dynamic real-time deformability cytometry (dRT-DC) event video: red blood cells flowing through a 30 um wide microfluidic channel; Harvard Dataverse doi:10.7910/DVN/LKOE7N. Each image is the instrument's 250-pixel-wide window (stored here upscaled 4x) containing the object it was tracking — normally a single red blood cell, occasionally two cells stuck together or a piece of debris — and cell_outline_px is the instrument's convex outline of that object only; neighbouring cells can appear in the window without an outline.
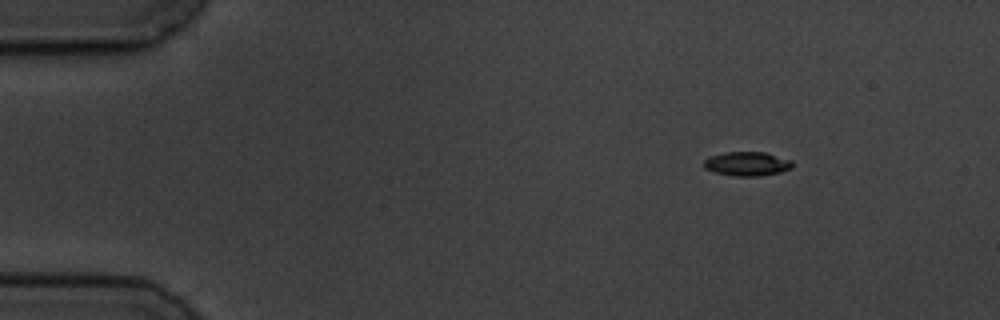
{"species": "common noctule bat (a hibernating species)", "species_latin": "Nyctalus noctula", "temperature_condition": "cold", "stored_images_in_passage": 6, "camera_frame_rate_fps": 3000, "um_per_image_px": 0.085, "animal": {"sex": "male", "body_mass_g": 19.5, "forearm_length_mm": 54.6}, "frame": {"image": 1, "passage_image": 1, "time_ms": 0.0, "image_size_px": [1000, 320], "cell_outline_px": [[792, 168], [780, 172], [756, 176], [732, 176], [716, 172], [704, 168], [704, 160], [708, 156], [724, 152], [768, 152], [792, 160]], "centroid_in_image_um": [63.5, 13.91], "position_along_channel_um": 21.5, "area_um2": 12.54}}
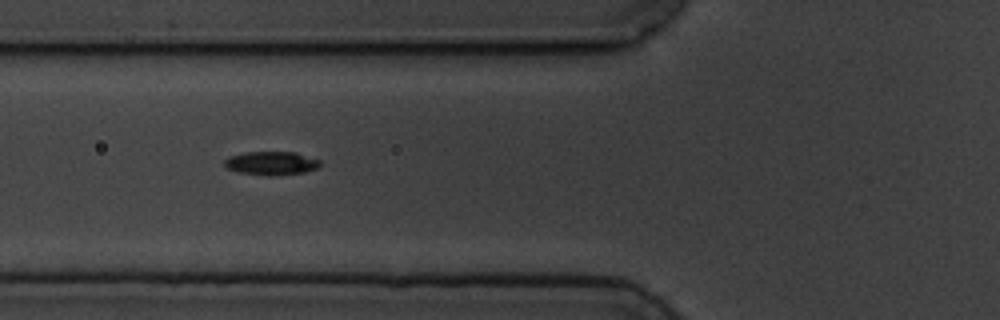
{"frame": {"image": 2, "passage_image": 5, "time_ms": 4.667, "image_size_px": [1000, 320], "cell_outline_px": [[320, 164], [316, 168], [304, 172], [276, 176], [268, 176], [240, 172], [224, 168], [224, 160], [228, 156], [244, 152], [296, 152], [320, 160]], "centroid_in_image_um": [23.02, 13.87], "position_along_channel_um": 102.8, "area_um2": 13.24}}
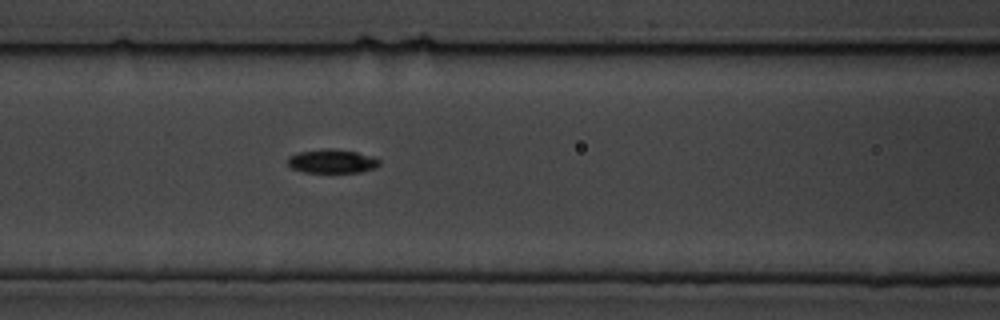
{"frame": {"image": 3, "passage_image": 6, "time_ms": 5.667, "image_size_px": [1000, 320], "cell_outline_px": [[380, 164], [376, 168], [360, 172], [304, 172], [292, 168], [288, 164], [288, 156], [300, 152], [328, 148], [332, 148], [356, 152], [376, 156], [380, 160]], "centroid_in_image_um": [28.28, 13.7], "position_along_channel_um": 138.3, "area_um2": 12.77}}